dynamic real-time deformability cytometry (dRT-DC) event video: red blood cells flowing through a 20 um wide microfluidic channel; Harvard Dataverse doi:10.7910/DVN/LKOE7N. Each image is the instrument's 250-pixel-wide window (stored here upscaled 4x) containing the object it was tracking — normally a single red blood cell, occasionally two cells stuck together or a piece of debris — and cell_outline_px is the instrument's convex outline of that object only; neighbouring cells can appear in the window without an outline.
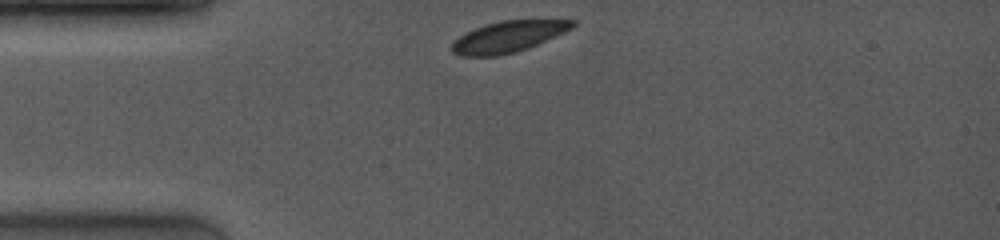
{"species": "common noctule bat (a hibernating species)", "species_latin": "Nyctalus noctula", "temperature_condition": "room temperature", "stored_images_in_passage": 8, "camera_frame_rate_fps": 4000, "um_per_image_px": 0.085, "animal": {"sex": "female", "body_mass_g": 19.0, "forearm_length_mm": 53.3}, "frame": {"image": 1, "passage_image": 1, "time_ms": 0.0, "image_size_px": [1000, 240], "cell_outline_px": [[576, 24], [572, 28], [564, 32], [528, 48], [516, 52], [500, 56], [460, 56], [452, 52], [448, 48], [464, 32], [484, 24], [500, 20], [576, 20]], "centroid_in_image_um": [43.15, 3.12], "position_along_channel_um": 41.9, "area_um2": 22.02}}